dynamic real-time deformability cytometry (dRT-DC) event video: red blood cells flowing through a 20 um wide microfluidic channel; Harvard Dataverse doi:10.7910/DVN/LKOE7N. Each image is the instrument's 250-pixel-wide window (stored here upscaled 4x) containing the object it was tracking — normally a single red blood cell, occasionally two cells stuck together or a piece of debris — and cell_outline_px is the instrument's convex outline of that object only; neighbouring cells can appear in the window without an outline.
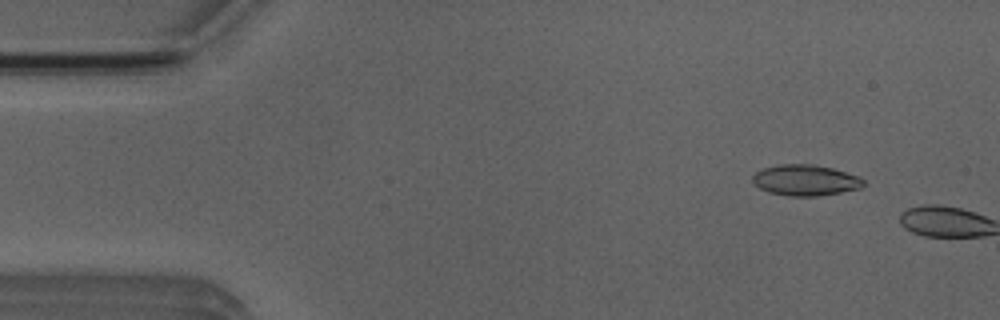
{"species": "Egyptian fruit bat (a non-hibernating species)", "species_latin": "Rousettus aegyptiacus", "temperature_condition": "room temperature", "stored_images_in_passage": 2, "camera_frame_rate_fps": 3000, "um_per_image_px": 0.085, "animal": {"sex": "male"}, "frame": {"image": 1, "passage_image": 1, "time_ms": 0.0, "image_size_px": [1000, 320], "cell_outline_px": [[864, 184], [860, 188], [840, 192], [816, 196], [788, 196], [768, 192], [760, 188], [752, 180], [752, 176], [756, 172], [764, 168], [776, 164], [812, 164], [832, 168], [860, 176], [864, 180]], "centroid_in_image_um": [68.46, 15.31], "position_along_channel_um": 16.5, "area_um2": 19.94}}